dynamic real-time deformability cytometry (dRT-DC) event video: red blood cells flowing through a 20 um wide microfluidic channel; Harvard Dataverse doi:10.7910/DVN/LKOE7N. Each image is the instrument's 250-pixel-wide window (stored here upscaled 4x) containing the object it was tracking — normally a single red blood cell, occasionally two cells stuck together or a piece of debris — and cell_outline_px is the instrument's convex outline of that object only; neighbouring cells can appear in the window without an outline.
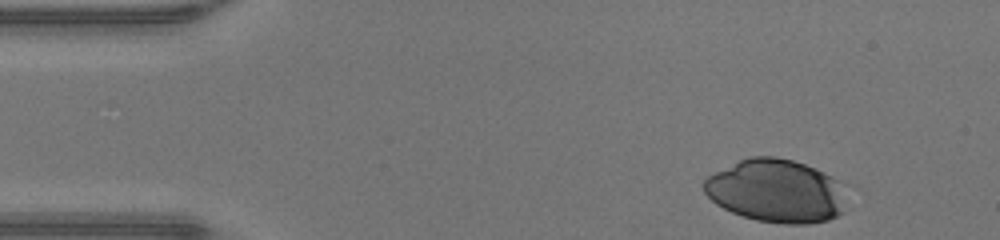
{"species": "human", "species_latin": "Homo sapiens", "temperature_condition": "warm", "stored_images_in_passage": 34, "camera_frame_rate_fps": 3000, "um_per_image_px": 0.085, "donor": {"sex": "male"}, "frame": {"image": 1, "passage_image": 1, "time_ms": 0.0, "image_size_px": [1000, 240], "cell_outline_px": [[844, 212], [828, 220], [808, 224], [784, 224], [756, 220], [732, 212], [716, 204], [704, 192], [704, 180], [708, 176], [740, 160], [752, 156], [776, 156], [792, 160], [816, 168], [840, 180]], "centroid_in_image_um": [65.97, 16.23], "position_along_channel_um": 19.0, "area_um2": 52.19}}
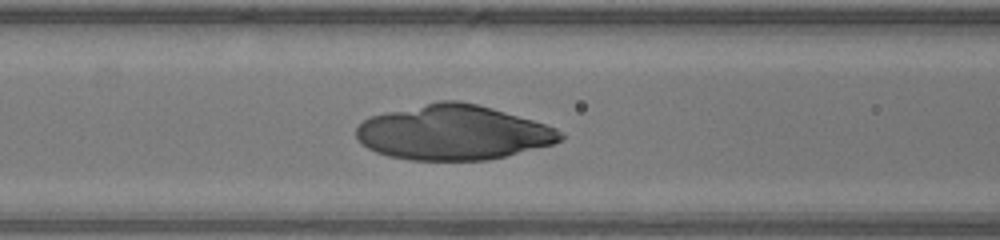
{"frame": {"image": 2, "passage_image": 15, "time_ms": 4.667, "image_size_px": [1000, 240], "cell_outline_px": [[564, 136], [560, 140], [552, 144], [488, 160], [412, 160], [388, 156], [376, 152], [368, 148], [356, 136], [356, 128], [364, 120], [372, 116], [384, 112], [440, 100], [460, 100], [492, 108], [532, 120], [556, 128]], "centroid_in_image_um": [38.49, 11.26], "position_along_channel_um": 128.1, "area_um2": 64.74}}
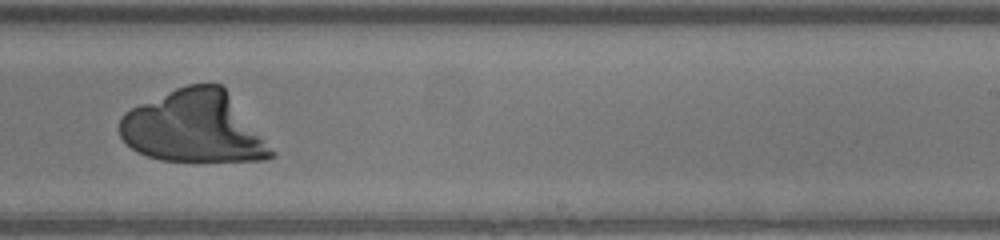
{"frame": {"image": 3, "passage_image": 25, "time_ms": 8.0, "image_size_px": [1000, 240], "cell_outline_px": [[276, 156], [264, 160], [160, 160], [136, 152], [120, 136], [120, 116], [124, 112], [140, 104], [176, 88], [188, 84], [220, 84], [224, 88], [276, 152]], "centroid_in_image_um": [16.47, 10.8], "position_along_channel_um": 272.5, "area_um2": 62.42}}